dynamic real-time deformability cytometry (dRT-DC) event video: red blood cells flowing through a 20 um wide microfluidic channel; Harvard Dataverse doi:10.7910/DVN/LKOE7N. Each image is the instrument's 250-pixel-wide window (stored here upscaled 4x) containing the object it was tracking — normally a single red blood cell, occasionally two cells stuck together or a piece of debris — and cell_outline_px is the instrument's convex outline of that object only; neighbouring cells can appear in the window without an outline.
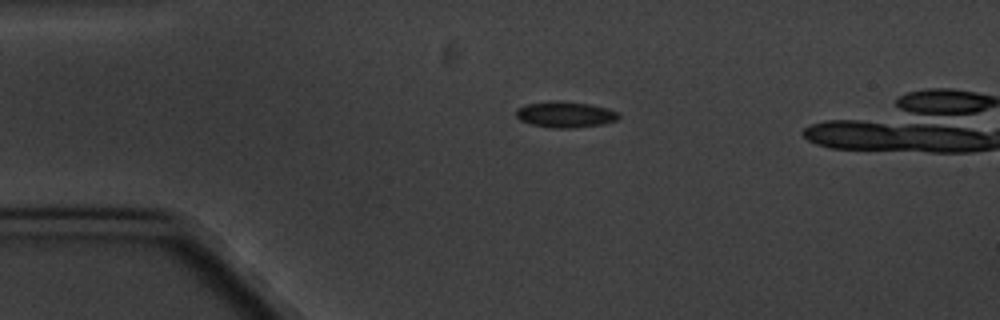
{"species": "common noctule bat (a hibernating species)", "species_latin": "Nyctalus noctula", "temperature_condition": "cold", "stored_images_in_passage": 4, "camera_frame_rate_fps": 3000, "um_per_image_px": 0.085, "animal": {"sex": "male", "body_mass_g": 20.1, "forearm_length_mm": 53.5}, "frame": {"image": 1, "passage_image": 3, "time_ms": 2.0, "image_size_px": [1000, 320], "cell_outline_px": [[620, 116], [616, 120], [604, 124], [576, 128], [552, 128], [532, 124], [520, 120], [516, 116], [516, 112], [520, 108], [528, 104], [552, 100], [560, 100], [588, 104], [608, 108], [616, 112]], "centroid_in_image_um": [48.07, 9.73], "position_along_channel_um": 36.9, "area_um2": 15.49}}